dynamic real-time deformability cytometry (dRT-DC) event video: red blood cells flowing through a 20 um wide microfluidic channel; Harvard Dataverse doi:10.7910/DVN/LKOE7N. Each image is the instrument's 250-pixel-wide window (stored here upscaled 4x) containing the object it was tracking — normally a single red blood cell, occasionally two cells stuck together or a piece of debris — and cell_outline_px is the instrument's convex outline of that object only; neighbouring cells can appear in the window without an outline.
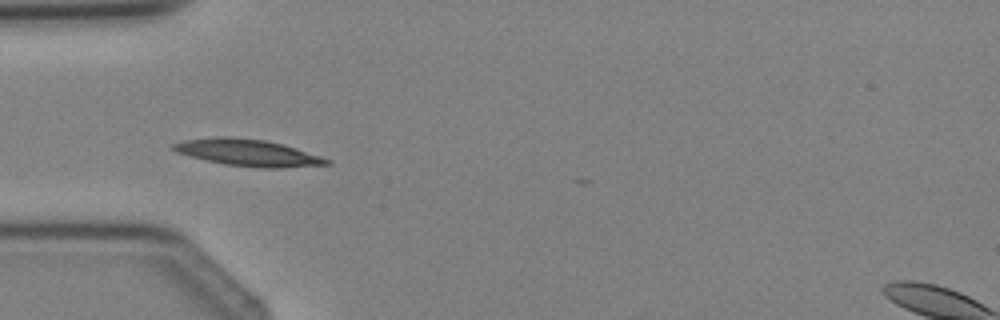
{"species": "Egyptian fruit bat (a non-hibernating species)", "species_latin": "Rousettus aegyptiacus", "temperature_condition": "cold", "stored_images_in_passage": 2, "camera_frame_rate_fps": 3000, "um_per_image_px": 0.085, "animal": {"sex": "female"}, "frame": {"image": 1, "passage_image": 2, "time_ms": 1.0, "image_size_px": [1000, 320], "cell_outline_px": [[332, 164], [280, 168], [260, 168], [224, 164], [176, 152], [172, 148], [172, 144], [184, 140], [216, 136], [232, 136], [264, 140], [280, 144], [320, 156], [332, 160]], "centroid_in_image_um": [21.07, 12.97], "position_along_channel_um": 63.9, "area_um2": 23.64}}